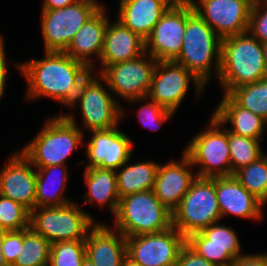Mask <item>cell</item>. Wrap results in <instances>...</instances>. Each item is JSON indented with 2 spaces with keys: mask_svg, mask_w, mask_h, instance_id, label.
<instances>
[{
  "mask_svg": "<svg viewBox=\"0 0 267 266\" xmlns=\"http://www.w3.org/2000/svg\"><path fill=\"white\" fill-rule=\"evenodd\" d=\"M7 62L5 57L4 41L0 42V99L4 96L7 80Z\"/></svg>",
  "mask_w": 267,
  "mask_h": 266,
  "instance_id": "40",
  "label": "cell"
},
{
  "mask_svg": "<svg viewBox=\"0 0 267 266\" xmlns=\"http://www.w3.org/2000/svg\"><path fill=\"white\" fill-rule=\"evenodd\" d=\"M85 240L51 244L48 266H81L85 259Z\"/></svg>",
  "mask_w": 267,
  "mask_h": 266,
  "instance_id": "34",
  "label": "cell"
},
{
  "mask_svg": "<svg viewBox=\"0 0 267 266\" xmlns=\"http://www.w3.org/2000/svg\"><path fill=\"white\" fill-rule=\"evenodd\" d=\"M31 211L23 204L0 194V229L20 231L30 227Z\"/></svg>",
  "mask_w": 267,
  "mask_h": 266,
  "instance_id": "33",
  "label": "cell"
},
{
  "mask_svg": "<svg viewBox=\"0 0 267 266\" xmlns=\"http://www.w3.org/2000/svg\"><path fill=\"white\" fill-rule=\"evenodd\" d=\"M22 153L16 151L0 172V194L19 202L30 211L35 208L36 169Z\"/></svg>",
  "mask_w": 267,
  "mask_h": 266,
  "instance_id": "18",
  "label": "cell"
},
{
  "mask_svg": "<svg viewBox=\"0 0 267 266\" xmlns=\"http://www.w3.org/2000/svg\"><path fill=\"white\" fill-rule=\"evenodd\" d=\"M102 6L97 0H79L63 8L42 10L44 51L64 52L75 33Z\"/></svg>",
  "mask_w": 267,
  "mask_h": 266,
  "instance_id": "9",
  "label": "cell"
},
{
  "mask_svg": "<svg viewBox=\"0 0 267 266\" xmlns=\"http://www.w3.org/2000/svg\"><path fill=\"white\" fill-rule=\"evenodd\" d=\"M83 132L72 114L54 116L45 121L41 131L21 152L35 168L66 165V159L84 141Z\"/></svg>",
  "mask_w": 267,
  "mask_h": 266,
  "instance_id": "4",
  "label": "cell"
},
{
  "mask_svg": "<svg viewBox=\"0 0 267 266\" xmlns=\"http://www.w3.org/2000/svg\"><path fill=\"white\" fill-rule=\"evenodd\" d=\"M258 2L264 6L265 8H267V0H258Z\"/></svg>",
  "mask_w": 267,
  "mask_h": 266,
  "instance_id": "46",
  "label": "cell"
},
{
  "mask_svg": "<svg viewBox=\"0 0 267 266\" xmlns=\"http://www.w3.org/2000/svg\"><path fill=\"white\" fill-rule=\"evenodd\" d=\"M92 138L85 142L88 168L118 170L132 157V139L118 126L108 130L90 131Z\"/></svg>",
  "mask_w": 267,
  "mask_h": 266,
  "instance_id": "17",
  "label": "cell"
},
{
  "mask_svg": "<svg viewBox=\"0 0 267 266\" xmlns=\"http://www.w3.org/2000/svg\"><path fill=\"white\" fill-rule=\"evenodd\" d=\"M186 238L175 228L126 237L127 255L142 266H176Z\"/></svg>",
  "mask_w": 267,
  "mask_h": 266,
  "instance_id": "14",
  "label": "cell"
},
{
  "mask_svg": "<svg viewBox=\"0 0 267 266\" xmlns=\"http://www.w3.org/2000/svg\"><path fill=\"white\" fill-rule=\"evenodd\" d=\"M157 62L145 52L138 58L109 65L97 75L119 98L127 101L143 98L149 91Z\"/></svg>",
  "mask_w": 267,
  "mask_h": 266,
  "instance_id": "11",
  "label": "cell"
},
{
  "mask_svg": "<svg viewBox=\"0 0 267 266\" xmlns=\"http://www.w3.org/2000/svg\"><path fill=\"white\" fill-rule=\"evenodd\" d=\"M223 125L231 124L229 132L236 135L261 140L267 121L252 111L239 106L229 95L223 99L212 113Z\"/></svg>",
  "mask_w": 267,
  "mask_h": 266,
  "instance_id": "25",
  "label": "cell"
},
{
  "mask_svg": "<svg viewBox=\"0 0 267 266\" xmlns=\"http://www.w3.org/2000/svg\"><path fill=\"white\" fill-rule=\"evenodd\" d=\"M121 266H142V265L135 262L131 257L126 255L122 260Z\"/></svg>",
  "mask_w": 267,
  "mask_h": 266,
  "instance_id": "42",
  "label": "cell"
},
{
  "mask_svg": "<svg viewBox=\"0 0 267 266\" xmlns=\"http://www.w3.org/2000/svg\"><path fill=\"white\" fill-rule=\"evenodd\" d=\"M2 41H4V40H3L2 36L0 35V42H2Z\"/></svg>",
  "mask_w": 267,
  "mask_h": 266,
  "instance_id": "48",
  "label": "cell"
},
{
  "mask_svg": "<svg viewBox=\"0 0 267 266\" xmlns=\"http://www.w3.org/2000/svg\"><path fill=\"white\" fill-rule=\"evenodd\" d=\"M111 23V24H110ZM145 53V39L132 32L120 21L108 22L103 50L99 59L102 65L98 74L107 66L138 58Z\"/></svg>",
  "mask_w": 267,
  "mask_h": 266,
  "instance_id": "23",
  "label": "cell"
},
{
  "mask_svg": "<svg viewBox=\"0 0 267 266\" xmlns=\"http://www.w3.org/2000/svg\"><path fill=\"white\" fill-rule=\"evenodd\" d=\"M216 198L221 218L235 215L241 218L261 220L264 204L232 176L216 177Z\"/></svg>",
  "mask_w": 267,
  "mask_h": 266,
  "instance_id": "20",
  "label": "cell"
},
{
  "mask_svg": "<svg viewBox=\"0 0 267 266\" xmlns=\"http://www.w3.org/2000/svg\"><path fill=\"white\" fill-rule=\"evenodd\" d=\"M267 77L262 43L249 32L222 39L218 81L224 94Z\"/></svg>",
  "mask_w": 267,
  "mask_h": 266,
  "instance_id": "2",
  "label": "cell"
},
{
  "mask_svg": "<svg viewBox=\"0 0 267 266\" xmlns=\"http://www.w3.org/2000/svg\"><path fill=\"white\" fill-rule=\"evenodd\" d=\"M3 233H4V230L0 229V266H8L4 260V256L2 253V249H1L2 241H3Z\"/></svg>",
  "mask_w": 267,
  "mask_h": 266,
  "instance_id": "43",
  "label": "cell"
},
{
  "mask_svg": "<svg viewBox=\"0 0 267 266\" xmlns=\"http://www.w3.org/2000/svg\"><path fill=\"white\" fill-rule=\"evenodd\" d=\"M104 5L75 33L64 51L72 59L84 63L90 69L95 68V60L100 59L104 35L109 22ZM93 60H90V59Z\"/></svg>",
  "mask_w": 267,
  "mask_h": 266,
  "instance_id": "22",
  "label": "cell"
},
{
  "mask_svg": "<svg viewBox=\"0 0 267 266\" xmlns=\"http://www.w3.org/2000/svg\"><path fill=\"white\" fill-rule=\"evenodd\" d=\"M192 166L190 158L185 153L178 162L159 164L153 192L171 213L178 208L181 199L197 178L190 169Z\"/></svg>",
  "mask_w": 267,
  "mask_h": 266,
  "instance_id": "19",
  "label": "cell"
},
{
  "mask_svg": "<svg viewBox=\"0 0 267 266\" xmlns=\"http://www.w3.org/2000/svg\"><path fill=\"white\" fill-rule=\"evenodd\" d=\"M232 266H267V253L245 254L238 258Z\"/></svg>",
  "mask_w": 267,
  "mask_h": 266,
  "instance_id": "39",
  "label": "cell"
},
{
  "mask_svg": "<svg viewBox=\"0 0 267 266\" xmlns=\"http://www.w3.org/2000/svg\"><path fill=\"white\" fill-rule=\"evenodd\" d=\"M212 114L206 129L188 143L184 153L198 167V177L232 176L228 130Z\"/></svg>",
  "mask_w": 267,
  "mask_h": 266,
  "instance_id": "7",
  "label": "cell"
},
{
  "mask_svg": "<svg viewBox=\"0 0 267 266\" xmlns=\"http://www.w3.org/2000/svg\"><path fill=\"white\" fill-rule=\"evenodd\" d=\"M236 179L264 205L267 203V154L234 173Z\"/></svg>",
  "mask_w": 267,
  "mask_h": 266,
  "instance_id": "30",
  "label": "cell"
},
{
  "mask_svg": "<svg viewBox=\"0 0 267 266\" xmlns=\"http://www.w3.org/2000/svg\"><path fill=\"white\" fill-rule=\"evenodd\" d=\"M221 219L216 198V177L197 176L172 213V226L187 238Z\"/></svg>",
  "mask_w": 267,
  "mask_h": 266,
  "instance_id": "6",
  "label": "cell"
},
{
  "mask_svg": "<svg viewBox=\"0 0 267 266\" xmlns=\"http://www.w3.org/2000/svg\"><path fill=\"white\" fill-rule=\"evenodd\" d=\"M260 141L228 131L232 175L240 168L257 161L265 154Z\"/></svg>",
  "mask_w": 267,
  "mask_h": 266,
  "instance_id": "31",
  "label": "cell"
},
{
  "mask_svg": "<svg viewBox=\"0 0 267 266\" xmlns=\"http://www.w3.org/2000/svg\"><path fill=\"white\" fill-rule=\"evenodd\" d=\"M248 32L261 43L267 42V8L258 1L251 7Z\"/></svg>",
  "mask_w": 267,
  "mask_h": 266,
  "instance_id": "36",
  "label": "cell"
},
{
  "mask_svg": "<svg viewBox=\"0 0 267 266\" xmlns=\"http://www.w3.org/2000/svg\"><path fill=\"white\" fill-rule=\"evenodd\" d=\"M101 81V76L98 79L90 73L82 82L77 97L70 105L72 108H75L76 104L80 107L84 122L82 126L89 131L117 127L125 115L117 98L109 94Z\"/></svg>",
  "mask_w": 267,
  "mask_h": 266,
  "instance_id": "10",
  "label": "cell"
},
{
  "mask_svg": "<svg viewBox=\"0 0 267 266\" xmlns=\"http://www.w3.org/2000/svg\"><path fill=\"white\" fill-rule=\"evenodd\" d=\"M95 223L75 202L60 207H35L30 216V227L51 244L85 240Z\"/></svg>",
  "mask_w": 267,
  "mask_h": 266,
  "instance_id": "8",
  "label": "cell"
},
{
  "mask_svg": "<svg viewBox=\"0 0 267 266\" xmlns=\"http://www.w3.org/2000/svg\"><path fill=\"white\" fill-rule=\"evenodd\" d=\"M114 228L125 237L160 233L172 227V213L153 190L119 199Z\"/></svg>",
  "mask_w": 267,
  "mask_h": 266,
  "instance_id": "5",
  "label": "cell"
},
{
  "mask_svg": "<svg viewBox=\"0 0 267 266\" xmlns=\"http://www.w3.org/2000/svg\"><path fill=\"white\" fill-rule=\"evenodd\" d=\"M79 0H43L42 10H53L74 4Z\"/></svg>",
  "mask_w": 267,
  "mask_h": 266,
  "instance_id": "41",
  "label": "cell"
},
{
  "mask_svg": "<svg viewBox=\"0 0 267 266\" xmlns=\"http://www.w3.org/2000/svg\"><path fill=\"white\" fill-rule=\"evenodd\" d=\"M85 254L94 266H121L127 255L126 237L103 223H96L85 239Z\"/></svg>",
  "mask_w": 267,
  "mask_h": 266,
  "instance_id": "21",
  "label": "cell"
},
{
  "mask_svg": "<svg viewBox=\"0 0 267 266\" xmlns=\"http://www.w3.org/2000/svg\"><path fill=\"white\" fill-rule=\"evenodd\" d=\"M81 266H94V264L88 258L85 257Z\"/></svg>",
  "mask_w": 267,
  "mask_h": 266,
  "instance_id": "45",
  "label": "cell"
},
{
  "mask_svg": "<svg viewBox=\"0 0 267 266\" xmlns=\"http://www.w3.org/2000/svg\"><path fill=\"white\" fill-rule=\"evenodd\" d=\"M51 243L31 227L23 230V246L11 266H48Z\"/></svg>",
  "mask_w": 267,
  "mask_h": 266,
  "instance_id": "29",
  "label": "cell"
},
{
  "mask_svg": "<svg viewBox=\"0 0 267 266\" xmlns=\"http://www.w3.org/2000/svg\"><path fill=\"white\" fill-rule=\"evenodd\" d=\"M221 44L222 39L194 11L191 3L187 0V21L183 44L175 62L183 65L206 86L213 75L211 69H214V75L218 78Z\"/></svg>",
  "mask_w": 267,
  "mask_h": 266,
  "instance_id": "3",
  "label": "cell"
},
{
  "mask_svg": "<svg viewBox=\"0 0 267 266\" xmlns=\"http://www.w3.org/2000/svg\"><path fill=\"white\" fill-rule=\"evenodd\" d=\"M44 53L42 59L15 64L27 81L26 98L47 97L69 107L77 97L82 82L93 70L65 52Z\"/></svg>",
  "mask_w": 267,
  "mask_h": 266,
  "instance_id": "1",
  "label": "cell"
},
{
  "mask_svg": "<svg viewBox=\"0 0 267 266\" xmlns=\"http://www.w3.org/2000/svg\"><path fill=\"white\" fill-rule=\"evenodd\" d=\"M194 11L224 39L248 32L252 4L248 0H189Z\"/></svg>",
  "mask_w": 267,
  "mask_h": 266,
  "instance_id": "15",
  "label": "cell"
},
{
  "mask_svg": "<svg viewBox=\"0 0 267 266\" xmlns=\"http://www.w3.org/2000/svg\"><path fill=\"white\" fill-rule=\"evenodd\" d=\"M35 169V207H60L73 202L64 195L68 181V171L65 165H51Z\"/></svg>",
  "mask_w": 267,
  "mask_h": 266,
  "instance_id": "26",
  "label": "cell"
},
{
  "mask_svg": "<svg viewBox=\"0 0 267 266\" xmlns=\"http://www.w3.org/2000/svg\"><path fill=\"white\" fill-rule=\"evenodd\" d=\"M176 266H217L199 256L193 249L185 244L179 254Z\"/></svg>",
  "mask_w": 267,
  "mask_h": 266,
  "instance_id": "38",
  "label": "cell"
},
{
  "mask_svg": "<svg viewBox=\"0 0 267 266\" xmlns=\"http://www.w3.org/2000/svg\"><path fill=\"white\" fill-rule=\"evenodd\" d=\"M216 222L200 232L190 234L186 244L199 256L217 266H232L245 255L241 252V242L236 232L227 226Z\"/></svg>",
  "mask_w": 267,
  "mask_h": 266,
  "instance_id": "16",
  "label": "cell"
},
{
  "mask_svg": "<svg viewBox=\"0 0 267 266\" xmlns=\"http://www.w3.org/2000/svg\"><path fill=\"white\" fill-rule=\"evenodd\" d=\"M262 48H263V56H264V60H265L266 68H267V42L262 43Z\"/></svg>",
  "mask_w": 267,
  "mask_h": 266,
  "instance_id": "44",
  "label": "cell"
},
{
  "mask_svg": "<svg viewBox=\"0 0 267 266\" xmlns=\"http://www.w3.org/2000/svg\"><path fill=\"white\" fill-rule=\"evenodd\" d=\"M143 102V100L149 101L144 106L139 108L137 111L139 121L144 126L151 130H157L163 122L170 119L174 112L169 111L168 109L160 106L158 103L154 102L153 100L149 99L147 97L143 98H137V99H131L127 102L135 103L138 101Z\"/></svg>",
  "mask_w": 267,
  "mask_h": 266,
  "instance_id": "35",
  "label": "cell"
},
{
  "mask_svg": "<svg viewBox=\"0 0 267 266\" xmlns=\"http://www.w3.org/2000/svg\"><path fill=\"white\" fill-rule=\"evenodd\" d=\"M20 246H23V230L4 231L1 249L8 266H11L15 262L20 251Z\"/></svg>",
  "mask_w": 267,
  "mask_h": 266,
  "instance_id": "37",
  "label": "cell"
},
{
  "mask_svg": "<svg viewBox=\"0 0 267 266\" xmlns=\"http://www.w3.org/2000/svg\"><path fill=\"white\" fill-rule=\"evenodd\" d=\"M176 0H120L118 21L143 39Z\"/></svg>",
  "mask_w": 267,
  "mask_h": 266,
  "instance_id": "24",
  "label": "cell"
},
{
  "mask_svg": "<svg viewBox=\"0 0 267 266\" xmlns=\"http://www.w3.org/2000/svg\"><path fill=\"white\" fill-rule=\"evenodd\" d=\"M187 21V0H176L145 39V52L157 61H175L181 51Z\"/></svg>",
  "mask_w": 267,
  "mask_h": 266,
  "instance_id": "13",
  "label": "cell"
},
{
  "mask_svg": "<svg viewBox=\"0 0 267 266\" xmlns=\"http://www.w3.org/2000/svg\"><path fill=\"white\" fill-rule=\"evenodd\" d=\"M252 5L257 2L258 0H248Z\"/></svg>",
  "mask_w": 267,
  "mask_h": 266,
  "instance_id": "47",
  "label": "cell"
},
{
  "mask_svg": "<svg viewBox=\"0 0 267 266\" xmlns=\"http://www.w3.org/2000/svg\"><path fill=\"white\" fill-rule=\"evenodd\" d=\"M229 96L239 106L267 121V77L258 82L235 88Z\"/></svg>",
  "mask_w": 267,
  "mask_h": 266,
  "instance_id": "32",
  "label": "cell"
},
{
  "mask_svg": "<svg viewBox=\"0 0 267 266\" xmlns=\"http://www.w3.org/2000/svg\"><path fill=\"white\" fill-rule=\"evenodd\" d=\"M129 161L130 159L120 167L121 169L116 170L119 198L133 193L153 190L156 180L158 163L144 161L128 165Z\"/></svg>",
  "mask_w": 267,
  "mask_h": 266,
  "instance_id": "28",
  "label": "cell"
},
{
  "mask_svg": "<svg viewBox=\"0 0 267 266\" xmlns=\"http://www.w3.org/2000/svg\"><path fill=\"white\" fill-rule=\"evenodd\" d=\"M85 184L88 187L83 199L87 202L108 206L115 215L119 204V194L117 191L116 171L112 169H102L99 167H85Z\"/></svg>",
  "mask_w": 267,
  "mask_h": 266,
  "instance_id": "27",
  "label": "cell"
},
{
  "mask_svg": "<svg viewBox=\"0 0 267 266\" xmlns=\"http://www.w3.org/2000/svg\"><path fill=\"white\" fill-rule=\"evenodd\" d=\"M191 80L197 96L201 95L206 86L192 72L175 61H158L146 97L175 113L186 97Z\"/></svg>",
  "mask_w": 267,
  "mask_h": 266,
  "instance_id": "12",
  "label": "cell"
}]
</instances>
